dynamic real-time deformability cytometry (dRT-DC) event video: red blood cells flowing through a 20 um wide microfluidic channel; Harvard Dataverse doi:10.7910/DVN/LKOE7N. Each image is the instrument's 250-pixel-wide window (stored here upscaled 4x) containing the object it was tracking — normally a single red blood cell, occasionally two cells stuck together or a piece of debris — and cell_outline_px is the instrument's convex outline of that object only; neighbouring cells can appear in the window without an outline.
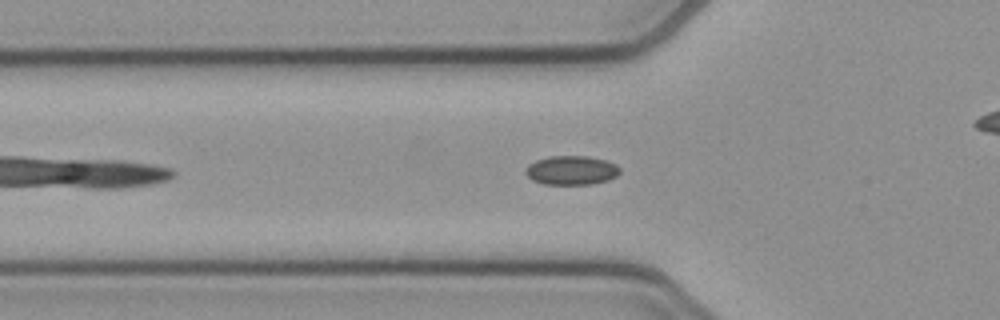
{"species": "common noctule bat (a hibernating species)", "species_latin": "Nyctalus noctula", "temperature_condition": "cold", "stored_images_in_passage": 9, "camera_frame_rate_fps": 3000, "um_per_image_px": 0.085, "animal": {"sex": "female", "body_mass_g": 21.9}, "frame": {"image": 1, "passage_image": 7, "time_ms": 2.0, "image_size_px": [1000, 320], "cell_outline_px": [[620, 172], [616, 176], [608, 180], [592, 184], [544, 184], [532, 180], [524, 172], [528, 164], [536, 160], [548, 156], [588, 156], [604, 160], [616, 164], [620, 168]], "centroid_in_image_um": [48.56, 14.47], "position_along_channel_um": 77.2, "area_um2": 16.01}}